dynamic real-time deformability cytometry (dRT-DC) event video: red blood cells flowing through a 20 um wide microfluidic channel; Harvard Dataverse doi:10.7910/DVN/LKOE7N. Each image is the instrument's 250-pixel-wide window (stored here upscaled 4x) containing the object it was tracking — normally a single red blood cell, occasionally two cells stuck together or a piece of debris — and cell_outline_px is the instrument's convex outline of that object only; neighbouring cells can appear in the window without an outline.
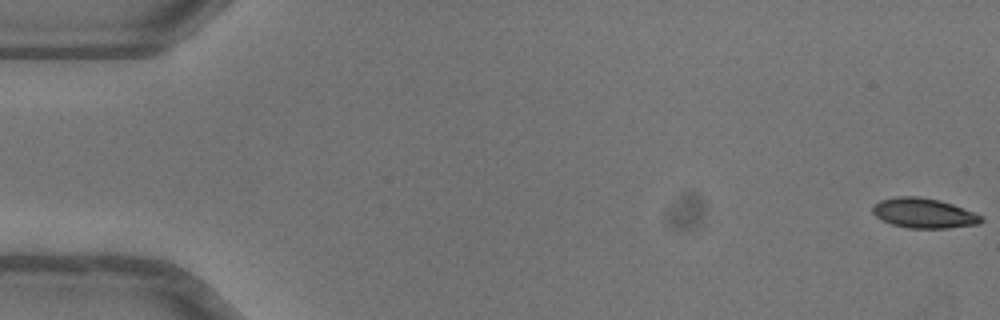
{"species": "common noctule bat (a hibernating species)", "species_latin": "Nyctalus noctula", "temperature_condition": "warm", "stored_images_in_passage": 52, "camera_frame_rate_fps": 3000, "um_per_image_px": 0.085, "animal": {"sex": "female"}, "frame": {"image": 1, "passage_image": 1, "time_ms": 0.0, "image_size_px": [1000, 320], "cell_outline_px": [[984, 220], [980, 224], [948, 228], [908, 228], [892, 224], [876, 216], [872, 212], [872, 208], [880, 200], [900, 196], [916, 196], [940, 200], [952, 204], [984, 216]], "centroid_in_image_um": [78.57, 18.12], "position_along_channel_um": 6.4, "area_um2": 18.84}}
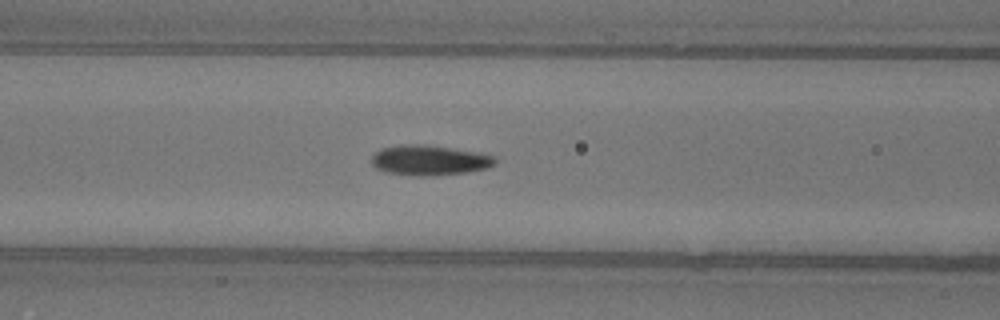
{"frame": {"image": 2, "passage_image": 22, "time_ms": 7.0, "image_size_px": [1000, 320], "cell_outline_px": [[496, 164], [488, 168], [468, 172], [428, 176], [416, 176], [388, 172], [376, 168], [372, 164], [372, 156], [380, 148], [404, 144], [424, 144], [480, 152], [496, 156]], "centroid_in_image_um": [36.54, 13.61], "position_along_channel_um": 130.1, "area_um2": 21.85}}
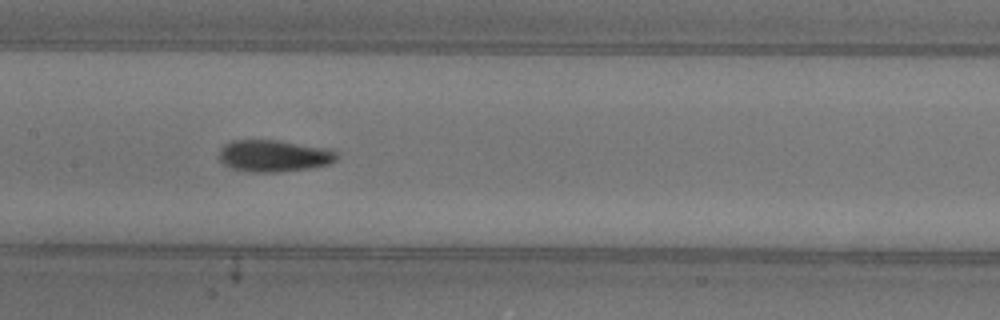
{"frame": {"image": 3, "passage_image": 26, "time_ms": 8.333, "image_size_px": [1000, 320], "cell_outline_px": [[336, 160], [328, 164], [308, 168], [276, 172], [248, 172], [232, 168], [224, 164], [220, 160], [220, 148], [224, 144], [232, 140], [280, 140], [336, 148]], "centroid_in_image_um": [23.32, 13.22], "position_along_channel_um": 184.1, "area_um2": 22.14}, "authors_computed_cell_mechanics": {"area_um2": 20.4034, "velocity_mm_per_s": 4.0442, "shape_relaxation_time_tau1_ms": 3.6156, "shape_relaxation_time_tau2_ms": 2.0332, "deformation_change_tau1": 0.178, "deformation_change_tau2": 0.0715}}